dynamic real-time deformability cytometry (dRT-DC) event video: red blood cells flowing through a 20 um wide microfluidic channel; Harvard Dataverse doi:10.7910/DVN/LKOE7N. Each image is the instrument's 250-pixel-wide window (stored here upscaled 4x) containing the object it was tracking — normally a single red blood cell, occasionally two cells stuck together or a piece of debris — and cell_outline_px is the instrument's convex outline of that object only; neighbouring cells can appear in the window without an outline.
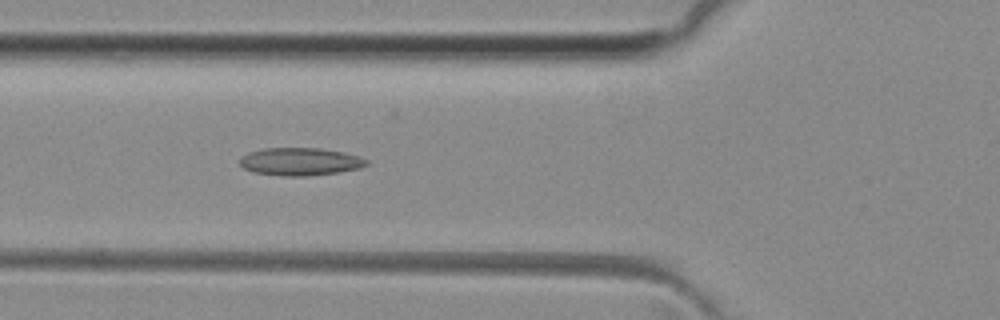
{"species": "common noctule bat (a hibernating species)", "species_latin": "Nyctalus noctula", "temperature_condition": "room temperature", "stored_images_in_passage": 6, "camera_frame_rate_fps": 3000, "um_per_image_px": 0.085, "animal": {"sex": "female", "body_mass_g": 29.2, "forearm_length_mm": 56.3}, "frame": {"image": 1, "passage_image": 5, "time_ms": 5.333, "image_size_px": [1000, 320], "cell_outline_px": [[368, 164], [360, 168], [340, 172], [308, 176], [284, 176], [252, 172], [244, 168], [240, 164], [240, 156], [248, 152], [264, 148], [320, 148], [344, 152], [368, 160]], "centroid_in_image_um": [25.49, 13.74], "position_along_channel_um": 100.3, "area_um2": 20.58}}
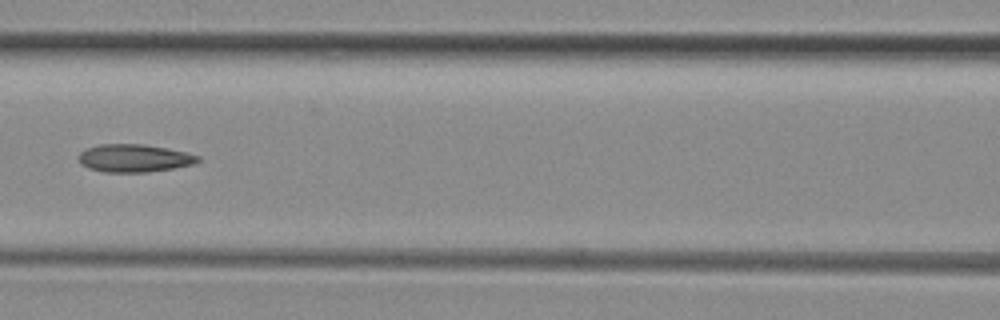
{"frame": {"image": 2, "passage_image": 6, "time_ms": 6.667, "image_size_px": [1000, 320], "cell_outline_px": [[200, 160], [192, 164], [172, 168], [148, 172], [104, 172], [88, 168], [80, 164], [76, 156], [80, 152], [88, 148], [100, 144], [144, 144], [184, 152], [200, 156]], "centroid_in_image_um": [11.34, 13.45], "position_along_channel_um": 155.3, "area_um2": 19.25}}